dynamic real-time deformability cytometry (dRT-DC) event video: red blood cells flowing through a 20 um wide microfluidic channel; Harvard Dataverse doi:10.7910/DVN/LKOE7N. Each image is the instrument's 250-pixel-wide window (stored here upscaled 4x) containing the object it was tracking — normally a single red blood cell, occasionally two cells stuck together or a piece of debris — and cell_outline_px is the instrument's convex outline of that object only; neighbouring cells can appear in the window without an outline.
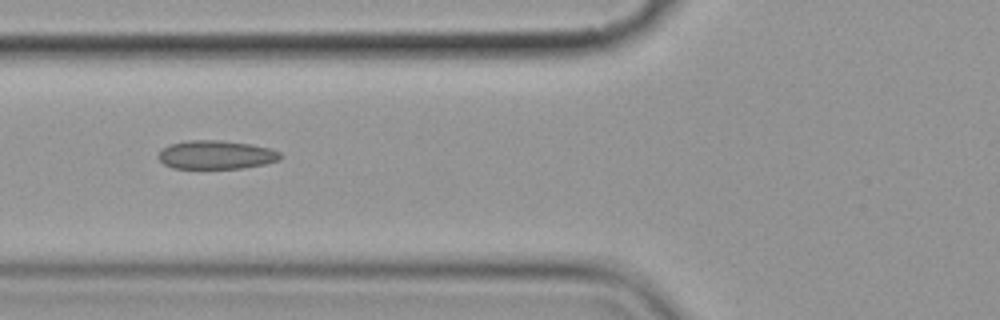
{"species": "common noctule bat (a hibernating species)", "species_latin": "Nyctalus noctula", "temperature_condition": "cold", "stored_images_in_passage": 11, "camera_frame_rate_fps": 3000, "um_per_image_px": 0.085, "animal": {"sex": "female", "body_mass_g": 19.9}, "frame": {"image": 1, "passage_image": 2, "time_ms": 1.0, "image_size_px": [1000, 320], "cell_outline_px": [[284, 156], [280, 160], [264, 164], [240, 168], [172, 168], [164, 164], [156, 156], [168, 144], [188, 140], [220, 140], [252, 144], [268, 148], [280, 152]], "centroid_in_image_um": [18.37, 13.15], "position_along_channel_um": 107.4, "area_um2": 20.4}}
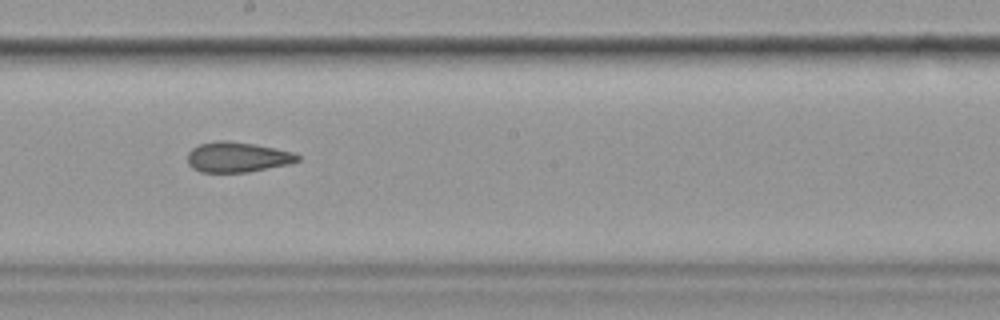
{"frame": {"image": 2, "passage_image": 5, "time_ms": 4.333, "image_size_px": [1000, 320], "cell_outline_px": [[300, 160], [288, 164], [244, 172], [200, 172], [192, 168], [188, 164], [188, 152], [192, 148], [200, 144], [216, 140], [228, 140], [256, 144], [292, 152], [300, 156]], "centroid_in_image_um": [20.14, 13.34], "position_along_channel_um": 228.1, "area_um2": 19.31}}
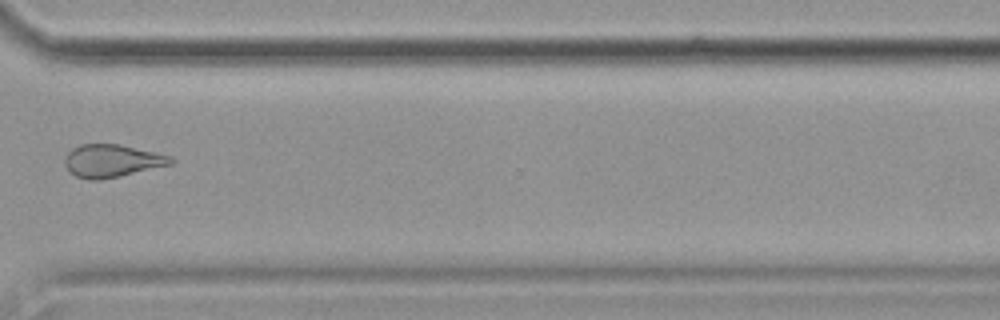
{"frame": {"image": 3, "passage_image": 8, "time_ms": 8.0, "image_size_px": [1000, 320], "cell_outline_px": [[176, 160], [172, 164], [120, 176], [100, 180], [88, 180], [76, 176], [64, 164], [64, 160], [68, 152], [72, 148], [80, 144], [120, 144], [172, 156]], "centroid_in_image_um": [9.53, 13.66], "position_along_channel_um": 361.1, "area_um2": 20.23}, "authors_computed_cell_mechanics": {"area_um2": 20.4034, "velocity_mm_per_s": 3.6291, "shape_relaxation_time_tau1_ms": 4.1557, "shape_relaxation_time_tau2_ms": 3.5605, "deformation_change_tau1": 0.0893, "deformation_change_tau2": 0.0728}}